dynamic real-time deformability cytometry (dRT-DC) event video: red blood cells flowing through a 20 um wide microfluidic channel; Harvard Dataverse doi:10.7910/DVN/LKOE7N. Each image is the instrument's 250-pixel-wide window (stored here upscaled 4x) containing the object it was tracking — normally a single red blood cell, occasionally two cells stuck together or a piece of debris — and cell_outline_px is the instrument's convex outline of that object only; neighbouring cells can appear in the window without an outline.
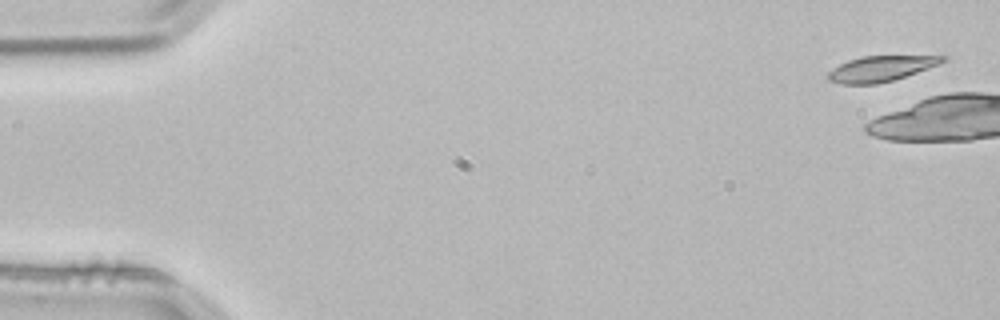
{"species": "common noctule bat (a hibernating species)", "species_latin": "Nyctalus noctula", "temperature_condition": "room temperature", "stored_images_in_passage": 8, "camera_frame_rate_fps": 3000, "um_per_image_px": 0.085, "animal": {"sex": "male", "body_mass_g": 21.5, "forearm_length_mm": 52.0}, "frame": {"image": 1, "passage_image": 1, "time_ms": 0.0, "image_size_px": [1000, 320], "cell_outline_px": [[948, 60], [916, 72], [892, 80], [876, 84], [840, 84], [828, 80], [828, 72], [832, 68], [848, 60], [864, 56], [948, 56]], "centroid_in_image_um": [74.83, 5.83], "position_along_channel_um": 10.2, "area_um2": 16.76}}